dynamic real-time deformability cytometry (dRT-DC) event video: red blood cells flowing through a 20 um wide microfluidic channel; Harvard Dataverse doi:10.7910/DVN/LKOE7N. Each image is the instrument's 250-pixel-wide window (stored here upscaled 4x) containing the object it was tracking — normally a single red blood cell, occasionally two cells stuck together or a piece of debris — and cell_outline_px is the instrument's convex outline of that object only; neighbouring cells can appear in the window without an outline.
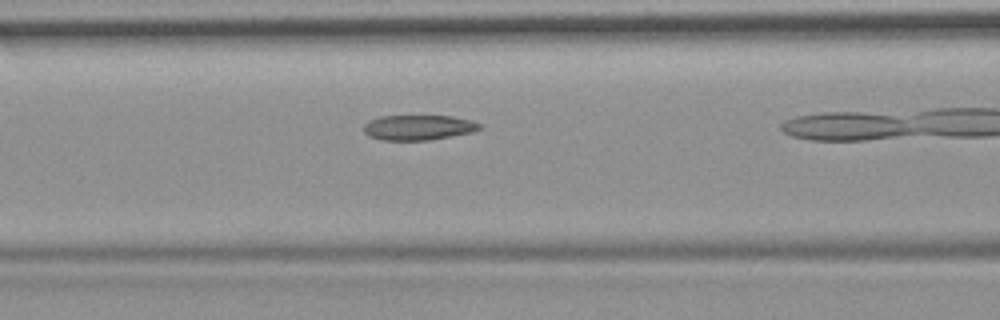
{"species": "common noctule bat (a hibernating species)", "species_latin": "Nyctalus noctula", "temperature_condition": "room temperature", "stored_images_in_passage": 38, "camera_frame_rate_fps": 3000, "um_per_image_px": 0.085, "animal": {"sex": "female", "body_mass_g": 19.9}, "frame": {"image": 1, "passage_image": 17, "time_ms": 5.333, "image_size_px": [1000, 320], "cell_outline_px": [[480, 128], [472, 132], [428, 140], [380, 140], [368, 136], [364, 132], [364, 124], [368, 120], [380, 116], [452, 116], [472, 120], [480, 124]], "centroid_in_image_um": [35.51, 10.83], "position_along_channel_um": 131.1, "area_um2": 16.94}}